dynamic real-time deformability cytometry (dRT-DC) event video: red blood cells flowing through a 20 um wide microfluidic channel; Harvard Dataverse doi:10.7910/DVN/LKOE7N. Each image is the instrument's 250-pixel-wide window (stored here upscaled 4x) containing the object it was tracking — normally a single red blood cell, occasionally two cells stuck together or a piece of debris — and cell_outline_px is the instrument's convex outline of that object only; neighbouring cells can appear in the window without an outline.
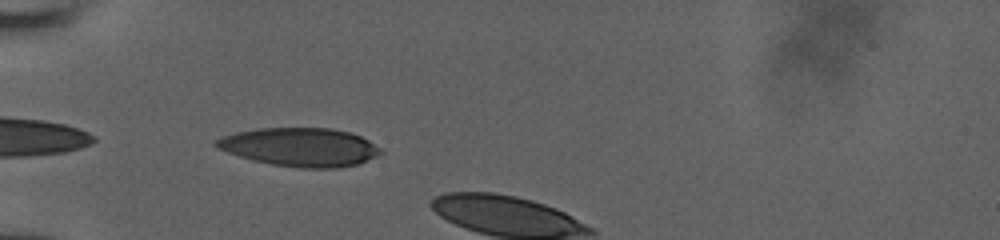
{"species": "human", "species_latin": "Homo sapiens", "temperature_condition": "room temperature", "stored_images_in_passage": 3, "camera_frame_rate_fps": 3000, "um_per_image_px": 0.085, "donor": {"sex": "male"}, "frame": {"image": 1, "passage_image": 1, "time_ms": 0.0, "image_size_px": [1000, 240], "cell_outline_px": [[384, 152], [376, 156], [356, 164], [336, 168], [300, 168], [272, 164], [252, 160], [228, 152], [212, 144], [216, 140], [224, 136], [236, 132], [256, 128], [332, 128], [348, 132], [360, 136], [368, 140], [380, 148]], "centroid_in_image_um": [25.5, 12.5], "position_along_channel_um": 59.5, "area_um2": 36.65}}